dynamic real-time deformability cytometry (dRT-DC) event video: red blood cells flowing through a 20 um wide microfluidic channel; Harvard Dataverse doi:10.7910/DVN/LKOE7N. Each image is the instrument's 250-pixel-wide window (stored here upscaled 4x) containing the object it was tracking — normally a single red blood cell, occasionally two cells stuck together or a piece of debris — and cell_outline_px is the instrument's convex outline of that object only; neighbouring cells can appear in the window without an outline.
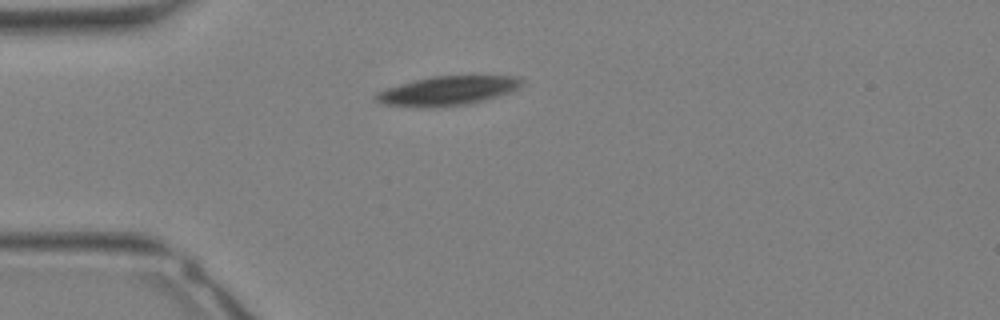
{"species": "Egyptian fruit bat (a non-hibernating species)", "species_latin": "Rousettus aegyptiacus", "temperature_condition": "warm", "stored_images_in_passage": 29, "camera_frame_rate_fps": 3000, "um_per_image_px": 0.085, "animal": {"sex": "female"}, "frame": {"image": 1, "passage_image": 1, "time_ms": 0.0, "image_size_px": [1000, 320], "cell_outline_px": [[524, 80], [520, 88], [512, 92], [484, 100], [468, 104], [436, 108], [420, 108], [380, 104], [372, 96], [376, 92], [400, 84], [432, 76], [516, 76]], "centroid_in_image_um": [38.03, 7.73], "position_along_channel_um": 47.0, "area_um2": 25.14}}
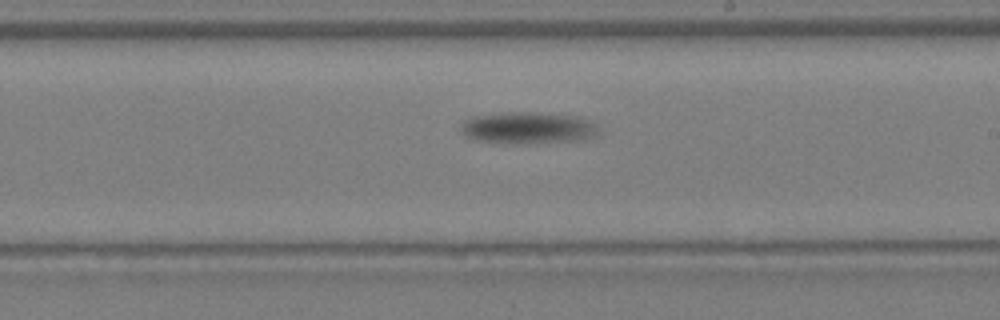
{"frame": {"image": 2, "passage_image": 13, "time_ms": 4.0, "image_size_px": [1000, 320], "cell_outline_px": [[600, 128], [592, 136], [580, 140], [516, 144], [476, 140], [468, 136], [464, 132], [464, 120], [472, 116], [524, 112], [528, 112], [580, 116], [588, 120]], "centroid_in_image_um": [44.93, 10.87], "position_along_channel_um": 244.1, "area_um2": 24.85}}
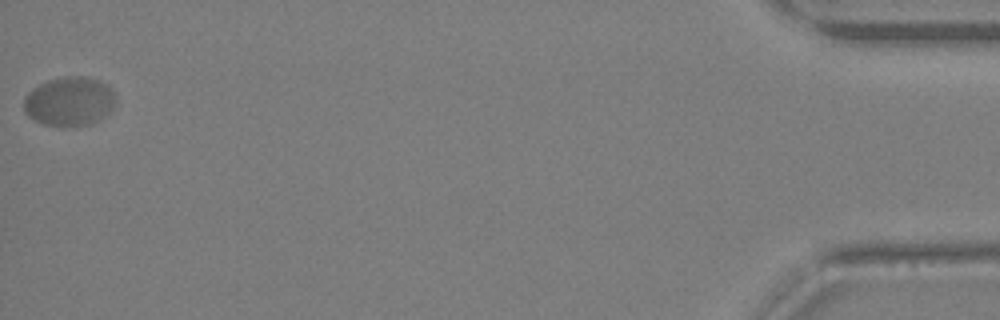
{"frame": {"image": 3, "passage_image": 29, "time_ms": 9.333, "image_size_px": [1000, 320], "cell_outline_px": [[116, 104], [100, 120], [92, 124], [44, 124], [28, 116], [24, 112], [24, 96], [32, 88], [48, 80], [68, 76], [84, 76], [100, 80], [108, 84], [112, 88], [116, 96]], "centroid_in_image_um": [5.93, 8.57], "position_along_channel_um": 429.3, "area_um2": 26.18}}